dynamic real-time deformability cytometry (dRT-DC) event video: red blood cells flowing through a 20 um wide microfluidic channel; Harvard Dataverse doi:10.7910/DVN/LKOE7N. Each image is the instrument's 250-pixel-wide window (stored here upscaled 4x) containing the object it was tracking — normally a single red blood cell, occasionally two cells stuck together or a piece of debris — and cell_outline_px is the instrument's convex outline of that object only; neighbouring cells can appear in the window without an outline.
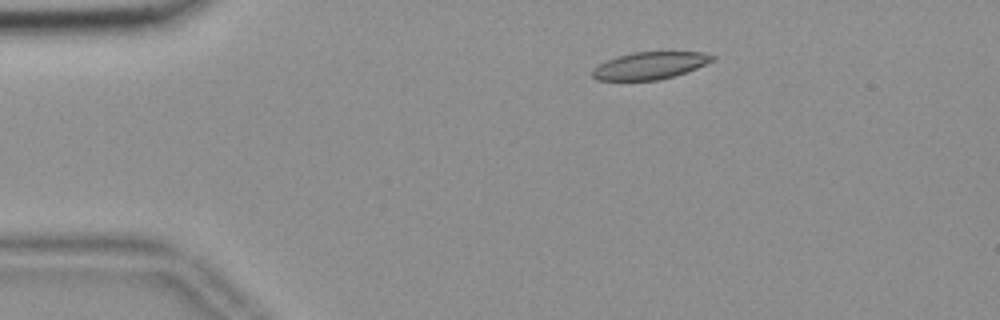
{"species": "common noctule bat (a hibernating species)", "species_latin": "Nyctalus noctula", "temperature_condition": "room temperature", "stored_images_in_passage": 54, "camera_frame_rate_fps": 3000, "um_per_image_px": 0.085, "animal": {"sex": "female", "body_mass_g": 18.4}, "frame": {"image": 1, "passage_image": 9, "time_ms": 2.667, "image_size_px": [1000, 320], "cell_outline_px": [[716, 60], [688, 72], [660, 80], [596, 80], [592, 76], [592, 72], [600, 64], [616, 56], [632, 52], [704, 52], [716, 56]], "centroid_in_image_um": [55.31, 5.57], "position_along_channel_um": 29.7, "area_um2": 19.13}}
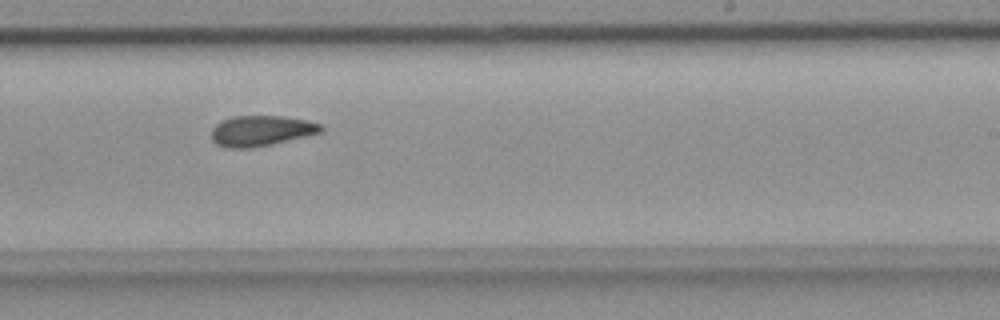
{"frame": {"image": 2, "passage_image": 33, "time_ms": 10.667, "image_size_px": [1000, 320], "cell_outline_px": [[324, 128], [320, 132], [304, 136], [268, 144], [248, 148], [228, 148], [216, 144], [212, 140], [212, 128], [220, 120], [232, 116], [284, 116], [308, 120], [320, 124]], "centroid_in_image_um": [22.15, 11.09], "position_along_channel_um": 266.9, "area_um2": 19.25}}
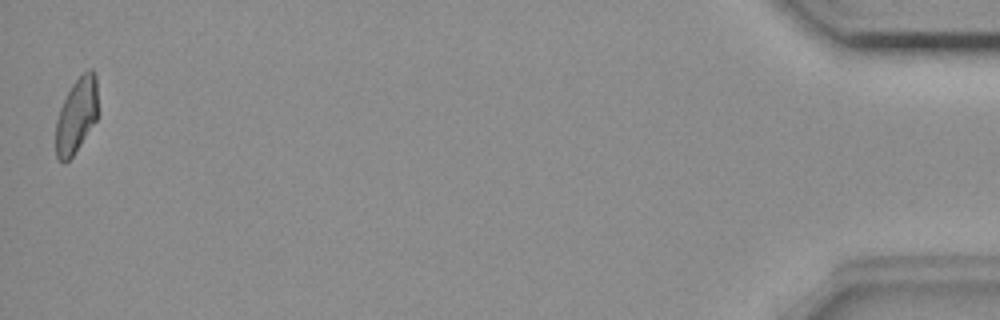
{"frame": {"image": 3, "passage_image": 54, "time_ms": 17.667, "image_size_px": [1000, 320], "cell_outline_px": [[96, 120], [72, 156], [64, 164], [56, 156], [56, 120], [60, 108], [72, 84], [88, 68], [92, 68], [96, 76]], "centroid_in_image_um": [6.48, 9.81], "position_along_channel_um": 428.7, "area_um2": 17.98}, "authors_computed_cell_mechanics": {"area_um2": 19.7098, "velocity_mm_per_s": 3.6481, "shape_relaxation_time_tau1_ms": null, "shape_relaxation_time_tau2_ms": 5.6803, "deformation_change_tau1": null, "deformation_change_tau2": 0.1179}}